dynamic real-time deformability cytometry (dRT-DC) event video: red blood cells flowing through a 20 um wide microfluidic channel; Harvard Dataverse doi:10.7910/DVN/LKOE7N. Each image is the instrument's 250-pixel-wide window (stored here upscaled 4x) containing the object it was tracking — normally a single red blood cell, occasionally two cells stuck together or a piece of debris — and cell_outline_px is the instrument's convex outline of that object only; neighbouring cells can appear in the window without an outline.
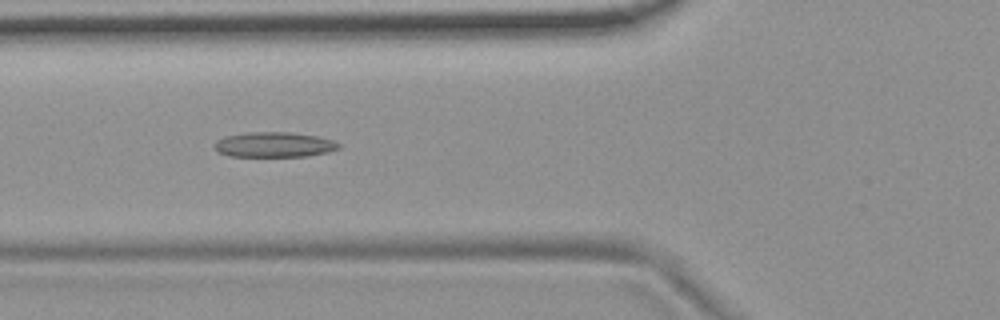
{"species": "common noctule bat (a hibernating species)", "species_latin": "Nyctalus noctula", "temperature_condition": "room temperature", "stored_images_in_passage": 54, "camera_frame_rate_fps": 3000, "um_per_image_px": 0.085, "animal": {"sex": "female", "body_mass_g": 19.9}, "frame": {"image": 1, "passage_image": 20, "time_ms": 6.333, "image_size_px": [1000, 320], "cell_outline_px": [[340, 148], [328, 152], [308, 156], [228, 156], [216, 152], [212, 148], [216, 140], [224, 136], [248, 132], [288, 132], [316, 136], [332, 140], [340, 144]], "centroid_in_image_um": [23.24, 12.3], "position_along_channel_um": 102.6, "area_um2": 18.32}}
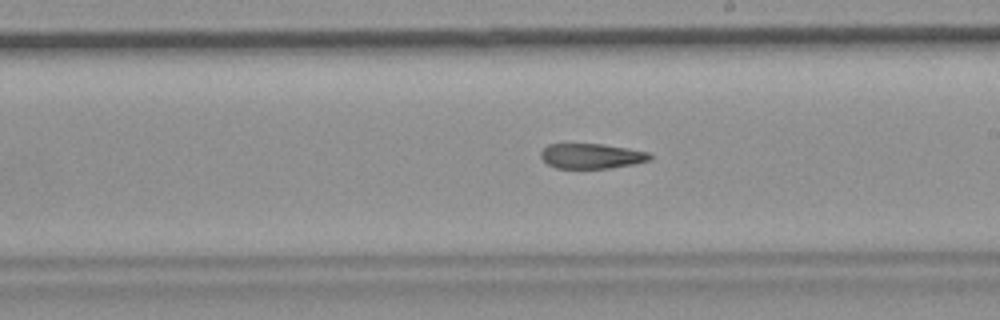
{"frame": {"image": 2, "passage_image": 31, "time_ms": 10.0, "image_size_px": [1000, 320], "cell_outline_px": [[652, 160], [636, 164], [608, 168], [556, 168], [548, 164], [540, 156], [540, 152], [548, 144], [604, 144], [628, 148], [648, 152], [652, 156]], "centroid_in_image_um": [50.31, 13.26], "position_along_channel_um": 238.7, "area_um2": 16.01}}
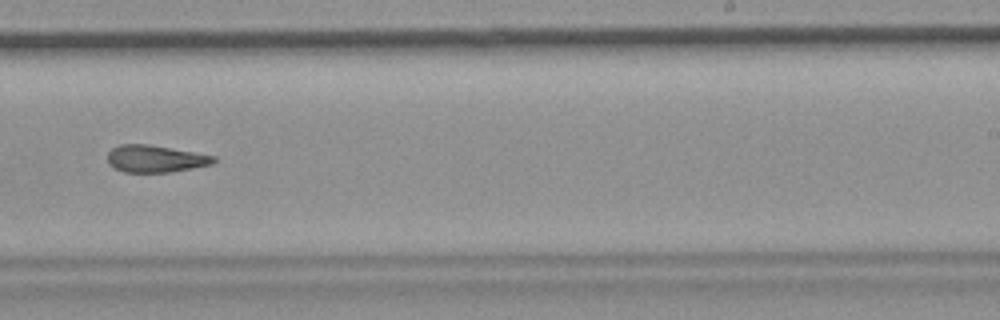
{"frame": {"image": 3, "passage_image": 34, "time_ms": 11.0, "image_size_px": [1000, 320], "cell_outline_px": [[216, 160], [212, 164], [192, 168], [168, 172], [124, 172], [108, 164], [108, 152], [112, 148], [120, 144], [148, 144], [196, 152], [216, 156]], "centroid_in_image_um": [13.21, 13.48], "position_along_channel_um": 275.8, "area_um2": 16.76}}